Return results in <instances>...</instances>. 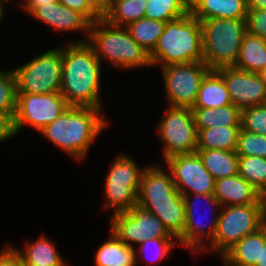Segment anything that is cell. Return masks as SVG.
Returning a JSON list of instances; mask_svg holds the SVG:
<instances>
[{
    "mask_svg": "<svg viewBox=\"0 0 266 266\" xmlns=\"http://www.w3.org/2000/svg\"><path fill=\"white\" fill-rule=\"evenodd\" d=\"M101 74V62L87 41L63 44L60 93L68 106L102 109Z\"/></svg>",
    "mask_w": 266,
    "mask_h": 266,
    "instance_id": "cell-1",
    "label": "cell"
},
{
    "mask_svg": "<svg viewBox=\"0 0 266 266\" xmlns=\"http://www.w3.org/2000/svg\"><path fill=\"white\" fill-rule=\"evenodd\" d=\"M102 110L68 106L39 133L74 160L82 161L92 142L108 127L109 121L103 117Z\"/></svg>",
    "mask_w": 266,
    "mask_h": 266,
    "instance_id": "cell-2",
    "label": "cell"
},
{
    "mask_svg": "<svg viewBox=\"0 0 266 266\" xmlns=\"http://www.w3.org/2000/svg\"><path fill=\"white\" fill-rule=\"evenodd\" d=\"M137 203L156 215L168 232L178 239L185 224L182 194L177 190L170 171L159 165H148L141 175Z\"/></svg>",
    "mask_w": 266,
    "mask_h": 266,
    "instance_id": "cell-3",
    "label": "cell"
},
{
    "mask_svg": "<svg viewBox=\"0 0 266 266\" xmlns=\"http://www.w3.org/2000/svg\"><path fill=\"white\" fill-rule=\"evenodd\" d=\"M152 66L203 61L202 27L190 12L166 22L154 50L149 54Z\"/></svg>",
    "mask_w": 266,
    "mask_h": 266,
    "instance_id": "cell-4",
    "label": "cell"
},
{
    "mask_svg": "<svg viewBox=\"0 0 266 266\" xmlns=\"http://www.w3.org/2000/svg\"><path fill=\"white\" fill-rule=\"evenodd\" d=\"M87 42L96 57L120 69L150 67L148 53L136 43L126 27L110 24L104 18L90 24Z\"/></svg>",
    "mask_w": 266,
    "mask_h": 266,
    "instance_id": "cell-5",
    "label": "cell"
},
{
    "mask_svg": "<svg viewBox=\"0 0 266 266\" xmlns=\"http://www.w3.org/2000/svg\"><path fill=\"white\" fill-rule=\"evenodd\" d=\"M200 23L203 62L211 70L234 66L247 32L246 19L212 18Z\"/></svg>",
    "mask_w": 266,
    "mask_h": 266,
    "instance_id": "cell-6",
    "label": "cell"
},
{
    "mask_svg": "<svg viewBox=\"0 0 266 266\" xmlns=\"http://www.w3.org/2000/svg\"><path fill=\"white\" fill-rule=\"evenodd\" d=\"M218 213L216 235L204 251L222 257L245 236L261 228L264 204L224 206Z\"/></svg>",
    "mask_w": 266,
    "mask_h": 266,
    "instance_id": "cell-7",
    "label": "cell"
},
{
    "mask_svg": "<svg viewBox=\"0 0 266 266\" xmlns=\"http://www.w3.org/2000/svg\"><path fill=\"white\" fill-rule=\"evenodd\" d=\"M143 170L132 157L124 153L117 154L105 178L106 201L102 210L111 209L114 214L129 211L137 203Z\"/></svg>",
    "mask_w": 266,
    "mask_h": 266,
    "instance_id": "cell-8",
    "label": "cell"
},
{
    "mask_svg": "<svg viewBox=\"0 0 266 266\" xmlns=\"http://www.w3.org/2000/svg\"><path fill=\"white\" fill-rule=\"evenodd\" d=\"M17 93L47 94L60 92L62 47H55L29 62L12 69Z\"/></svg>",
    "mask_w": 266,
    "mask_h": 266,
    "instance_id": "cell-9",
    "label": "cell"
},
{
    "mask_svg": "<svg viewBox=\"0 0 266 266\" xmlns=\"http://www.w3.org/2000/svg\"><path fill=\"white\" fill-rule=\"evenodd\" d=\"M158 124V137L163 144V159L180 154L196 153L197 129L190 108L171 107Z\"/></svg>",
    "mask_w": 266,
    "mask_h": 266,
    "instance_id": "cell-10",
    "label": "cell"
},
{
    "mask_svg": "<svg viewBox=\"0 0 266 266\" xmlns=\"http://www.w3.org/2000/svg\"><path fill=\"white\" fill-rule=\"evenodd\" d=\"M211 69L203 62L170 64L161 67L167 104L171 107L192 109L199 87Z\"/></svg>",
    "mask_w": 266,
    "mask_h": 266,
    "instance_id": "cell-11",
    "label": "cell"
},
{
    "mask_svg": "<svg viewBox=\"0 0 266 266\" xmlns=\"http://www.w3.org/2000/svg\"><path fill=\"white\" fill-rule=\"evenodd\" d=\"M110 223L111 231L132 248L146 239L175 238L156 215L138 203L127 212L112 214Z\"/></svg>",
    "mask_w": 266,
    "mask_h": 266,
    "instance_id": "cell-12",
    "label": "cell"
},
{
    "mask_svg": "<svg viewBox=\"0 0 266 266\" xmlns=\"http://www.w3.org/2000/svg\"><path fill=\"white\" fill-rule=\"evenodd\" d=\"M68 108L60 92L47 94L17 93L15 128L17 134L25 125L41 131Z\"/></svg>",
    "mask_w": 266,
    "mask_h": 266,
    "instance_id": "cell-13",
    "label": "cell"
},
{
    "mask_svg": "<svg viewBox=\"0 0 266 266\" xmlns=\"http://www.w3.org/2000/svg\"><path fill=\"white\" fill-rule=\"evenodd\" d=\"M182 197L184 199L185 207V224L184 231L182 235L177 239V242L183 245L182 247L189 248L195 255L198 252H204L203 250L207 247V244H210L213 241L216 235L219 218V213L217 214L215 213V210H213L214 213L212 215L215 217H212V219H210V223L207 222L208 225L204 223L205 221H200L201 218H197V207L195 204L200 199L205 200L206 204L211 205V207L213 206L212 208L214 209H220L222 206L218 202L214 194H190L182 195ZM198 208L200 207L198 206Z\"/></svg>",
    "mask_w": 266,
    "mask_h": 266,
    "instance_id": "cell-14",
    "label": "cell"
},
{
    "mask_svg": "<svg viewBox=\"0 0 266 266\" xmlns=\"http://www.w3.org/2000/svg\"><path fill=\"white\" fill-rule=\"evenodd\" d=\"M164 161L182 195L214 194L216 180L206 170L197 152L174 155Z\"/></svg>",
    "mask_w": 266,
    "mask_h": 266,
    "instance_id": "cell-15",
    "label": "cell"
},
{
    "mask_svg": "<svg viewBox=\"0 0 266 266\" xmlns=\"http://www.w3.org/2000/svg\"><path fill=\"white\" fill-rule=\"evenodd\" d=\"M216 71L223 77L232 104L240 110L266 104V84L259 73L243 71L233 66Z\"/></svg>",
    "mask_w": 266,
    "mask_h": 266,
    "instance_id": "cell-16",
    "label": "cell"
},
{
    "mask_svg": "<svg viewBox=\"0 0 266 266\" xmlns=\"http://www.w3.org/2000/svg\"><path fill=\"white\" fill-rule=\"evenodd\" d=\"M29 15L60 32L82 30L87 33L85 40L83 38L70 42H86L88 40L91 23L82 14L62 5L59 1L38 6Z\"/></svg>",
    "mask_w": 266,
    "mask_h": 266,
    "instance_id": "cell-17",
    "label": "cell"
},
{
    "mask_svg": "<svg viewBox=\"0 0 266 266\" xmlns=\"http://www.w3.org/2000/svg\"><path fill=\"white\" fill-rule=\"evenodd\" d=\"M214 196L222 207L264 204L258 190L240 175L217 179Z\"/></svg>",
    "mask_w": 266,
    "mask_h": 266,
    "instance_id": "cell-18",
    "label": "cell"
},
{
    "mask_svg": "<svg viewBox=\"0 0 266 266\" xmlns=\"http://www.w3.org/2000/svg\"><path fill=\"white\" fill-rule=\"evenodd\" d=\"M247 0H194L190 14L199 21L212 18L246 19Z\"/></svg>",
    "mask_w": 266,
    "mask_h": 266,
    "instance_id": "cell-19",
    "label": "cell"
},
{
    "mask_svg": "<svg viewBox=\"0 0 266 266\" xmlns=\"http://www.w3.org/2000/svg\"><path fill=\"white\" fill-rule=\"evenodd\" d=\"M261 244H266L263 228L248 234L222 257L223 266H255L260 264Z\"/></svg>",
    "mask_w": 266,
    "mask_h": 266,
    "instance_id": "cell-20",
    "label": "cell"
},
{
    "mask_svg": "<svg viewBox=\"0 0 266 266\" xmlns=\"http://www.w3.org/2000/svg\"><path fill=\"white\" fill-rule=\"evenodd\" d=\"M23 266H69L59 253L53 241L42 235L34 241H27L25 249L13 248Z\"/></svg>",
    "mask_w": 266,
    "mask_h": 266,
    "instance_id": "cell-21",
    "label": "cell"
},
{
    "mask_svg": "<svg viewBox=\"0 0 266 266\" xmlns=\"http://www.w3.org/2000/svg\"><path fill=\"white\" fill-rule=\"evenodd\" d=\"M95 252V266H136V248L126 245L112 231Z\"/></svg>",
    "mask_w": 266,
    "mask_h": 266,
    "instance_id": "cell-22",
    "label": "cell"
},
{
    "mask_svg": "<svg viewBox=\"0 0 266 266\" xmlns=\"http://www.w3.org/2000/svg\"><path fill=\"white\" fill-rule=\"evenodd\" d=\"M232 104L223 77L210 70L203 78L192 108H219Z\"/></svg>",
    "mask_w": 266,
    "mask_h": 266,
    "instance_id": "cell-23",
    "label": "cell"
},
{
    "mask_svg": "<svg viewBox=\"0 0 266 266\" xmlns=\"http://www.w3.org/2000/svg\"><path fill=\"white\" fill-rule=\"evenodd\" d=\"M237 69L259 73L266 68V41L246 32L234 66Z\"/></svg>",
    "mask_w": 266,
    "mask_h": 266,
    "instance_id": "cell-24",
    "label": "cell"
},
{
    "mask_svg": "<svg viewBox=\"0 0 266 266\" xmlns=\"http://www.w3.org/2000/svg\"><path fill=\"white\" fill-rule=\"evenodd\" d=\"M197 132L218 126H241V110L233 104L219 108H192Z\"/></svg>",
    "mask_w": 266,
    "mask_h": 266,
    "instance_id": "cell-25",
    "label": "cell"
},
{
    "mask_svg": "<svg viewBox=\"0 0 266 266\" xmlns=\"http://www.w3.org/2000/svg\"><path fill=\"white\" fill-rule=\"evenodd\" d=\"M206 170L215 180L238 175V155L236 151L220 149H197Z\"/></svg>",
    "mask_w": 266,
    "mask_h": 266,
    "instance_id": "cell-26",
    "label": "cell"
},
{
    "mask_svg": "<svg viewBox=\"0 0 266 266\" xmlns=\"http://www.w3.org/2000/svg\"><path fill=\"white\" fill-rule=\"evenodd\" d=\"M241 126H218L197 133V149L236 151Z\"/></svg>",
    "mask_w": 266,
    "mask_h": 266,
    "instance_id": "cell-27",
    "label": "cell"
},
{
    "mask_svg": "<svg viewBox=\"0 0 266 266\" xmlns=\"http://www.w3.org/2000/svg\"><path fill=\"white\" fill-rule=\"evenodd\" d=\"M165 25V22L143 17L129 23L126 29L136 43L149 55L154 50L158 38L164 31Z\"/></svg>",
    "mask_w": 266,
    "mask_h": 266,
    "instance_id": "cell-28",
    "label": "cell"
},
{
    "mask_svg": "<svg viewBox=\"0 0 266 266\" xmlns=\"http://www.w3.org/2000/svg\"><path fill=\"white\" fill-rule=\"evenodd\" d=\"M147 0H111V7L104 17L115 26L126 27L145 16Z\"/></svg>",
    "mask_w": 266,
    "mask_h": 266,
    "instance_id": "cell-29",
    "label": "cell"
},
{
    "mask_svg": "<svg viewBox=\"0 0 266 266\" xmlns=\"http://www.w3.org/2000/svg\"><path fill=\"white\" fill-rule=\"evenodd\" d=\"M189 12L188 0H147L144 17L166 23Z\"/></svg>",
    "mask_w": 266,
    "mask_h": 266,
    "instance_id": "cell-30",
    "label": "cell"
},
{
    "mask_svg": "<svg viewBox=\"0 0 266 266\" xmlns=\"http://www.w3.org/2000/svg\"><path fill=\"white\" fill-rule=\"evenodd\" d=\"M238 175L254 186L262 196L266 193V158L238 156Z\"/></svg>",
    "mask_w": 266,
    "mask_h": 266,
    "instance_id": "cell-31",
    "label": "cell"
},
{
    "mask_svg": "<svg viewBox=\"0 0 266 266\" xmlns=\"http://www.w3.org/2000/svg\"><path fill=\"white\" fill-rule=\"evenodd\" d=\"M0 69V113L15 114L17 86L13 70Z\"/></svg>",
    "mask_w": 266,
    "mask_h": 266,
    "instance_id": "cell-32",
    "label": "cell"
},
{
    "mask_svg": "<svg viewBox=\"0 0 266 266\" xmlns=\"http://www.w3.org/2000/svg\"><path fill=\"white\" fill-rule=\"evenodd\" d=\"M177 242L176 238H155V239H146L143 241L141 244H139V254L136 252V266L140 262H142L140 256L144 253L146 254L145 258L148 259V252L151 253L152 251V256L151 259L149 257V264H156L158 262H161L163 258L167 257L168 253H171L173 247L175 246V241ZM148 255V256H147ZM139 261V262H138Z\"/></svg>",
    "mask_w": 266,
    "mask_h": 266,
    "instance_id": "cell-33",
    "label": "cell"
},
{
    "mask_svg": "<svg viewBox=\"0 0 266 266\" xmlns=\"http://www.w3.org/2000/svg\"><path fill=\"white\" fill-rule=\"evenodd\" d=\"M236 154L238 156H258L266 158V136L241 128L238 136Z\"/></svg>",
    "mask_w": 266,
    "mask_h": 266,
    "instance_id": "cell-34",
    "label": "cell"
},
{
    "mask_svg": "<svg viewBox=\"0 0 266 266\" xmlns=\"http://www.w3.org/2000/svg\"><path fill=\"white\" fill-rule=\"evenodd\" d=\"M241 128L266 136V104L241 110Z\"/></svg>",
    "mask_w": 266,
    "mask_h": 266,
    "instance_id": "cell-35",
    "label": "cell"
},
{
    "mask_svg": "<svg viewBox=\"0 0 266 266\" xmlns=\"http://www.w3.org/2000/svg\"><path fill=\"white\" fill-rule=\"evenodd\" d=\"M247 32L266 41V9H248Z\"/></svg>",
    "mask_w": 266,
    "mask_h": 266,
    "instance_id": "cell-36",
    "label": "cell"
},
{
    "mask_svg": "<svg viewBox=\"0 0 266 266\" xmlns=\"http://www.w3.org/2000/svg\"><path fill=\"white\" fill-rule=\"evenodd\" d=\"M62 5L82 14L91 24L101 18L89 7L86 0H58Z\"/></svg>",
    "mask_w": 266,
    "mask_h": 266,
    "instance_id": "cell-37",
    "label": "cell"
},
{
    "mask_svg": "<svg viewBox=\"0 0 266 266\" xmlns=\"http://www.w3.org/2000/svg\"><path fill=\"white\" fill-rule=\"evenodd\" d=\"M14 116L15 114L0 113V142L17 135Z\"/></svg>",
    "mask_w": 266,
    "mask_h": 266,
    "instance_id": "cell-38",
    "label": "cell"
},
{
    "mask_svg": "<svg viewBox=\"0 0 266 266\" xmlns=\"http://www.w3.org/2000/svg\"><path fill=\"white\" fill-rule=\"evenodd\" d=\"M14 246L7 245L0 252V266H23Z\"/></svg>",
    "mask_w": 266,
    "mask_h": 266,
    "instance_id": "cell-39",
    "label": "cell"
},
{
    "mask_svg": "<svg viewBox=\"0 0 266 266\" xmlns=\"http://www.w3.org/2000/svg\"><path fill=\"white\" fill-rule=\"evenodd\" d=\"M86 2L100 18H104L111 7V0H86Z\"/></svg>",
    "mask_w": 266,
    "mask_h": 266,
    "instance_id": "cell-40",
    "label": "cell"
},
{
    "mask_svg": "<svg viewBox=\"0 0 266 266\" xmlns=\"http://www.w3.org/2000/svg\"><path fill=\"white\" fill-rule=\"evenodd\" d=\"M54 2H58V0H24L19 6L25 10V13L27 12L29 15L36 7Z\"/></svg>",
    "mask_w": 266,
    "mask_h": 266,
    "instance_id": "cell-41",
    "label": "cell"
},
{
    "mask_svg": "<svg viewBox=\"0 0 266 266\" xmlns=\"http://www.w3.org/2000/svg\"><path fill=\"white\" fill-rule=\"evenodd\" d=\"M248 9H266V0H247Z\"/></svg>",
    "mask_w": 266,
    "mask_h": 266,
    "instance_id": "cell-42",
    "label": "cell"
},
{
    "mask_svg": "<svg viewBox=\"0 0 266 266\" xmlns=\"http://www.w3.org/2000/svg\"><path fill=\"white\" fill-rule=\"evenodd\" d=\"M255 266H266V244H261L260 264Z\"/></svg>",
    "mask_w": 266,
    "mask_h": 266,
    "instance_id": "cell-43",
    "label": "cell"
},
{
    "mask_svg": "<svg viewBox=\"0 0 266 266\" xmlns=\"http://www.w3.org/2000/svg\"><path fill=\"white\" fill-rule=\"evenodd\" d=\"M7 4L6 0H0V21L3 19L4 16V4Z\"/></svg>",
    "mask_w": 266,
    "mask_h": 266,
    "instance_id": "cell-44",
    "label": "cell"
},
{
    "mask_svg": "<svg viewBox=\"0 0 266 266\" xmlns=\"http://www.w3.org/2000/svg\"><path fill=\"white\" fill-rule=\"evenodd\" d=\"M261 78L263 79V81L265 82L266 84V68L263 69L261 72H259Z\"/></svg>",
    "mask_w": 266,
    "mask_h": 266,
    "instance_id": "cell-45",
    "label": "cell"
},
{
    "mask_svg": "<svg viewBox=\"0 0 266 266\" xmlns=\"http://www.w3.org/2000/svg\"><path fill=\"white\" fill-rule=\"evenodd\" d=\"M264 203V218H266V193L262 196Z\"/></svg>",
    "mask_w": 266,
    "mask_h": 266,
    "instance_id": "cell-46",
    "label": "cell"
},
{
    "mask_svg": "<svg viewBox=\"0 0 266 266\" xmlns=\"http://www.w3.org/2000/svg\"><path fill=\"white\" fill-rule=\"evenodd\" d=\"M261 227L263 228L265 234H266V218H263Z\"/></svg>",
    "mask_w": 266,
    "mask_h": 266,
    "instance_id": "cell-47",
    "label": "cell"
},
{
    "mask_svg": "<svg viewBox=\"0 0 266 266\" xmlns=\"http://www.w3.org/2000/svg\"><path fill=\"white\" fill-rule=\"evenodd\" d=\"M7 2H11V1H13V0H6ZM19 0H17V2H18ZM24 1V0H23ZM20 2H21V0L19 1V5H20Z\"/></svg>",
    "mask_w": 266,
    "mask_h": 266,
    "instance_id": "cell-48",
    "label": "cell"
},
{
    "mask_svg": "<svg viewBox=\"0 0 266 266\" xmlns=\"http://www.w3.org/2000/svg\"><path fill=\"white\" fill-rule=\"evenodd\" d=\"M193 1H194V0H188L189 5H190Z\"/></svg>",
    "mask_w": 266,
    "mask_h": 266,
    "instance_id": "cell-49",
    "label": "cell"
}]
</instances>
